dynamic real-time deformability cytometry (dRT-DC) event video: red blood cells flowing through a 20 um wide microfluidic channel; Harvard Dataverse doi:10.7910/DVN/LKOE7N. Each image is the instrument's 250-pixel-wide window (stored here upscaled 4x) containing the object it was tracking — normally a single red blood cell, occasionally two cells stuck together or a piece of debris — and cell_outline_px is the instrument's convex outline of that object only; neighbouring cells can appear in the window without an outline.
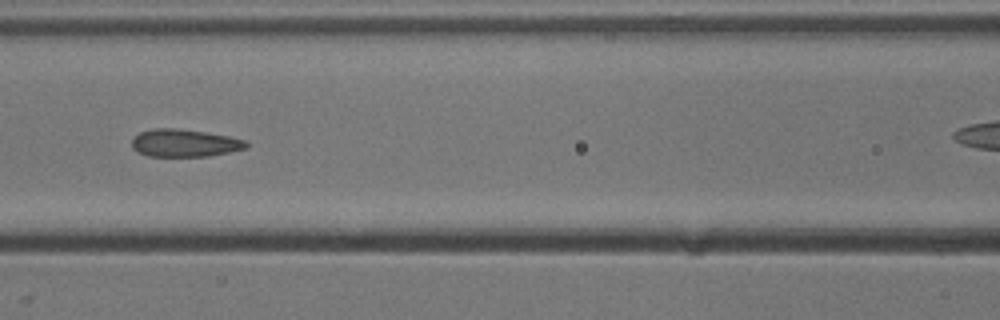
{"species": "common noctule bat (a hibernating species)", "species_latin": "Nyctalus noctula", "temperature_condition": "cold", "stored_images_in_passage": 6, "camera_frame_rate_fps": 3000, "um_per_image_px": 0.085, "animal": {"sex": "male", "body_mass_g": 13.3}, "frame": {"image": 1, "passage_image": 5, "time_ms": 1.333, "image_size_px": [1000, 320], "cell_outline_px": [[248, 148], [208, 156], [148, 156], [136, 152], [132, 148], [132, 140], [140, 132], [152, 128], [176, 128], [204, 132], [228, 136], [244, 140], [248, 144]], "centroid_in_image_um": [15.65, 12.16], "position_along_channel_um": 150.9, "area_um2": 18.32}}